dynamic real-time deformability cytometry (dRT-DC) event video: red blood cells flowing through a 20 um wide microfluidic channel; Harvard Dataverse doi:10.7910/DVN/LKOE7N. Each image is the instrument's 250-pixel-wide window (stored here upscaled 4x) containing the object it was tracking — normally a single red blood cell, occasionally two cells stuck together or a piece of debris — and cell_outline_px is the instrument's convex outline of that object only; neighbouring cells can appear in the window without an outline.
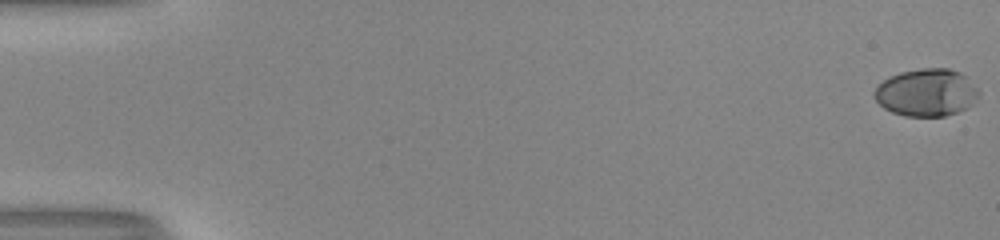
{"species": "human", "species_latin": "Homo sapiens", "temperature_condition": "room temperature", "stored_images_in_passage": 19, "camera_frame_rate_fps": 3000, "um_per_image_px": 0.085, "donor": {"sex": "male"}, "frame": {"image": 1, "passage_image": 1, "time_ms": 0.0, "image_size_px": [1000, 240], "cell_outline_px": [[980, 92], [976, 100], [968, 108], [944, 116], [904, 116], [892, 112], [884, 108], [876, 100], [872, 92], [884, 80], [900, 72], [920, 68], [948, 68], [960, 72]], "centroid_in_image_um": [78.74, 7.87], "position_along_channel_um": 6.3, "area_um2": 28.73}}
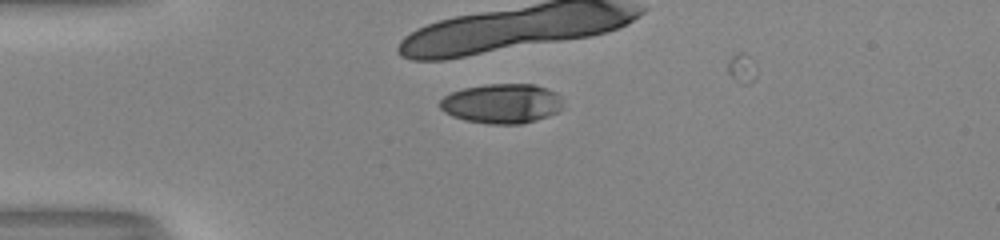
{"frame": {"image": 2, "passage_image": 16, "time_ms": 5.0, "image_size_px": [1000, 240], "cell_outline_px": [[560, 108], [556, 112], [548, 116], [536, 120], [520, 124], [488, 124], [464, 120], [452, 116], [444, 112], [440, 108], [440, 100], [444, 96], [452, 92], [464, 88], [488, 84], [536, 84], [556, 92], [560, 96]], "centroid_in_image_um": [42.63, 8.8], "position_along_channel_um": 42.4, "area_um2": 28.38}}